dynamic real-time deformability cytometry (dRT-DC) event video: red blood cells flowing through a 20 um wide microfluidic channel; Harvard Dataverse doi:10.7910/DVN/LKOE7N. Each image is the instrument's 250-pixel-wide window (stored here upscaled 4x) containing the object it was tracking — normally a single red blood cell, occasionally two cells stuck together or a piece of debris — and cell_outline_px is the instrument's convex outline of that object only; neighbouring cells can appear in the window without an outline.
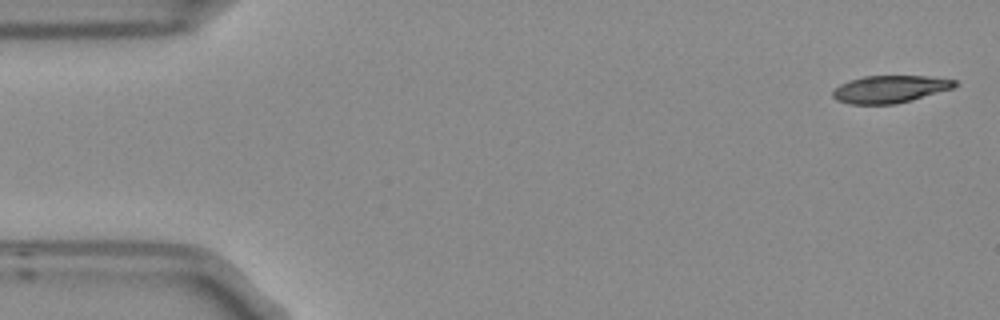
{"species": "Egyptian fruit bat (a non-hibernating species)", "species_latin": "Rousettus aegyptiacus", "temperature_condition": "room temperature", "stored_images_in_passage": 3, "camera_frame_rate_fps": 3000, "um_per_image_px": 0.085, "frame": {"image": 1, "passage_image": 1, "time_ms": 0.0, "image_size_px": [1000, 320], "cell_outline_px": [[956, 84], [952, 88], [912, 100], [896, 104], [848, 104], [836, 100], [832, 96], [832, 92], [840, 84], [864, 76], [928, 76], [956, 80]], "centroid_in_image_um": [75.62, 7.58], "position_along_channel_um": 9.4, "area_um2": 19.31}}